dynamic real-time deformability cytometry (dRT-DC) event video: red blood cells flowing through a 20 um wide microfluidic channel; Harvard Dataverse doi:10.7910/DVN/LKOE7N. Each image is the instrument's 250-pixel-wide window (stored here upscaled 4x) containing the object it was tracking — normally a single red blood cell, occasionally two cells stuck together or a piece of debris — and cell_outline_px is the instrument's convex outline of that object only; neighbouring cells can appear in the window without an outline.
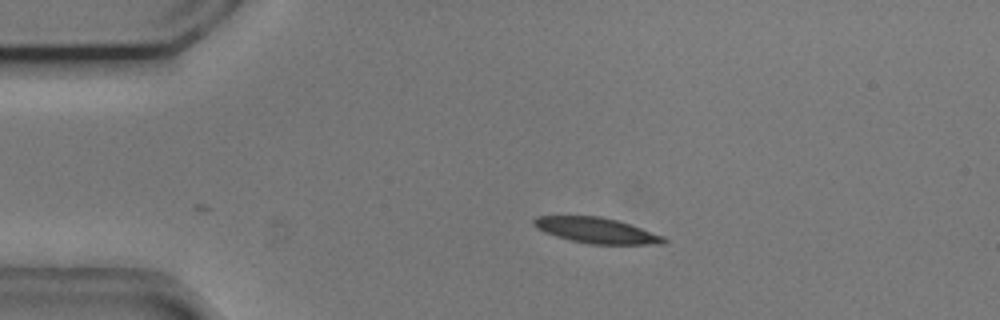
{"species": "common noctule bat (a hibernating species)", "species_latin": "Nyctalus noctula", "temperature_condition": "cold", "stored_images_in_passage": 41, "camera_frame_rate_fps": 3000, "um_per_image_px": 0.085, "animal": {"sex": "male", "body_mass_g": 20.5, "forearm_length_mm": 52.5}, "frame": {"image": 1, "passage_image": 1, "time_ms": 0.0, "image_size_px": [1000, 320], "cell_outline_px": [[668, 240], [664, 244], [588, 244], [556, 236], [544, 232], [536, 228], [532, 224], [532, 220], [536, 216], [600, 216], [616, 220], [664, 236]], "centroid_in_image_um": [50.67, 19.59], "position_along_channel_um": 34.3, "area_um2": 19.25}}
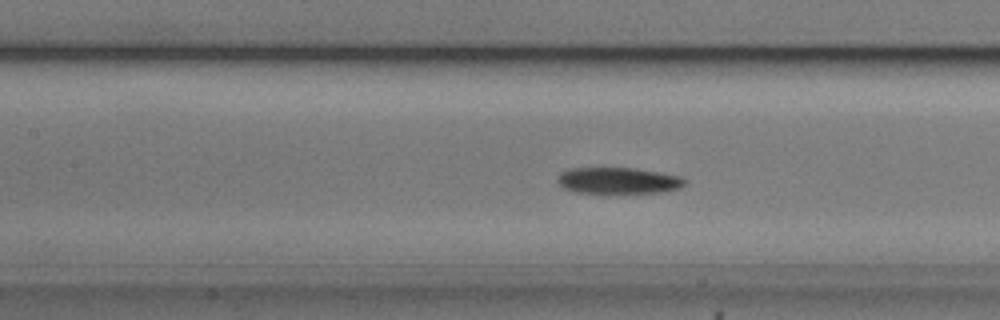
{"frame": {"image": 2, "passage_image": 14, "time_ms": 4.333, "image_size_px": [1000, 320], "cell_outline_px": [[688, 180], [680, 188], [664, 192], [576, 192], [564, 188], [556, 180], [560, 172], [572, 168], [636, 168], [660, 172], [680, 176]], "centroid_in_image_um": [52.58, 15.33], "position_along_channel_um": 154.8, "area_um2": 19.36}}
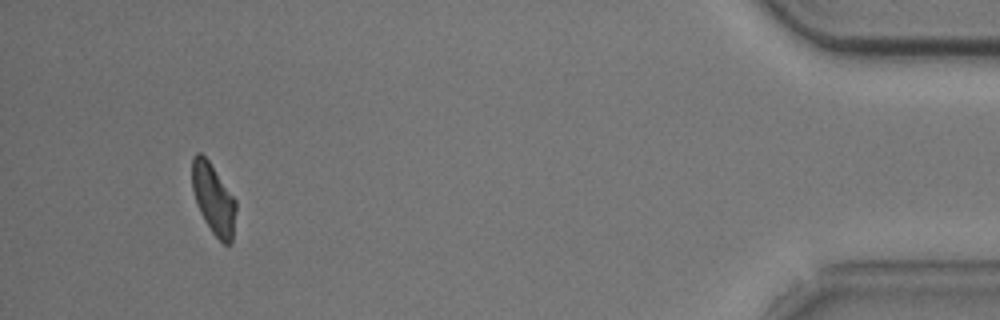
{"frame": {"image": 3, "passage_image": 41, "time_ms": 13.333, "image_size_px": [1000, 320], "cell_outline_px": [[236, 208], [232, 244], [224, 244], [212, 232], [204, 220], [196, 204], [192, 188], [192, 156], [196, 152], [200, 152], [208, 160], [236, 200]], "centroid_in_image_um": [18.13, 16.91], "position_along_channel_um": 417.1, "area_um2": 17.98}, "authors_computed_cell_mechanics": {"area_um2": 20.0566, "velocity_mm_per_s": 3.6907, "shape_relaxation_time_tau1_ms": 8.9315, "shape_relaxation_time_tau2_ms": 6.4377, "deformation_change_tau1": 0.213, "deformation_change_tau2": 0.1313}}